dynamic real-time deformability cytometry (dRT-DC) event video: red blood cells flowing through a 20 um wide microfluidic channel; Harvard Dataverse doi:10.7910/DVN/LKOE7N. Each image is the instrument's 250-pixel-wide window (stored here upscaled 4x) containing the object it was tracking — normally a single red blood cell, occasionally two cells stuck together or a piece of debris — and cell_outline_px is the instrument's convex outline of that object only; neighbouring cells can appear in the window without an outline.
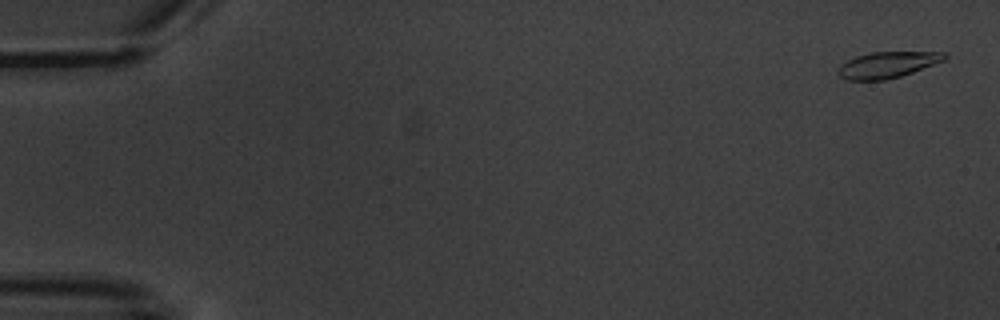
{"species": "common noctule bat (a hibernating species)", "species_latin": "Nyctalus noctula", "temperature_condition": "warm", "stored_images_in_passage": 10, "camera_frame_rate_fps": 3000, "um_per_image_px": 0.085, "animal": {"sex": "male", "body_mass_g": 20.1, "forearm_length_mm": 53.5}, "frame": {"image": 1, "passage_image": 1, "time_ms": 0.0, "image_size_px": [1000, 320], "cell_outline_px": [[948, 56], [944, 60], [912, 72], [900, 76], [884, 80], [848, 80], [840, 76], [836, 72], [840, 64], [856, 56], [872, 52], [944, 52]], "centroid_in_image_um": [75.39, 5.51], "position_along_channel_um": 9.6, "area_um2": 16.07}}
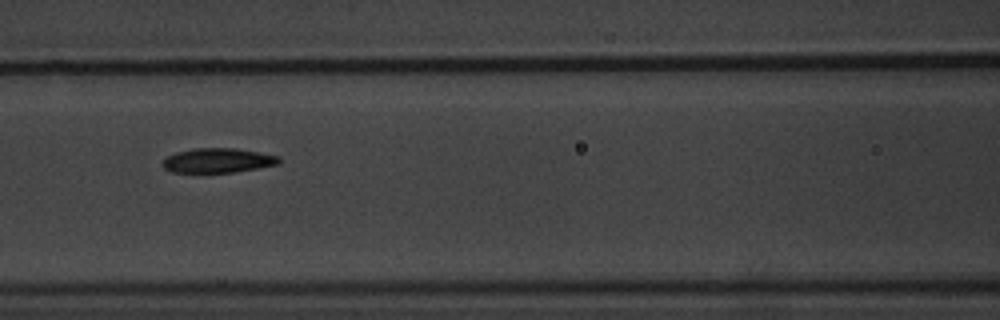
{"frame": {"image": 2, "passage_image": 7, "time_ms": 8.0, "image_size_px": [1000, 320], "cell_outline_px": [[280, 164], [232, 172], [172, 172], [164, 168], [164, 160], [168, 156], [176, 152], [192, 148], [236, 148], [280, 156]], "centroid_in_image_um": [18.54, 13.63], "position_along_channel_um": 148.1, "area_um2": 16.47}}
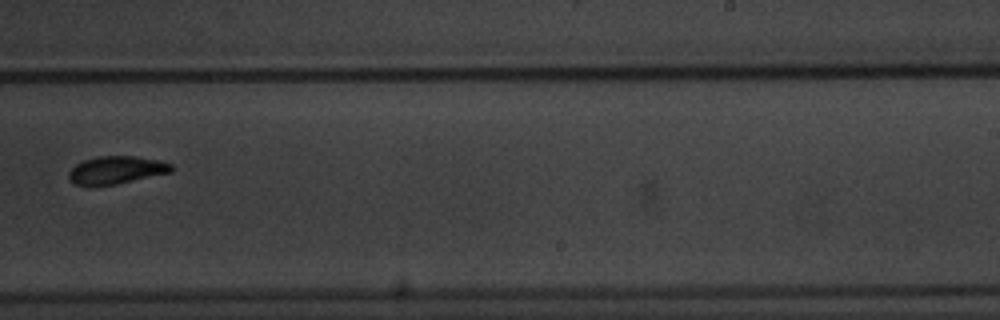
{"frame": {"image": 3, "passage_image": 10, "time_ms": 11.667, "image_size_px": [1000, 320], "cell_outline_px": [[176, 168], [172, 172], [116, 184], [88, 188], [72, 184], [68, 180], [68, 172], [76, 164], [84, 160], [96, 156], [136, 156], [156, 160], [172, 164]], "centroid_in_image_um": [9.82, 14.49], "position_along_channel_um": 279.2, "area_um2": 17.11}}